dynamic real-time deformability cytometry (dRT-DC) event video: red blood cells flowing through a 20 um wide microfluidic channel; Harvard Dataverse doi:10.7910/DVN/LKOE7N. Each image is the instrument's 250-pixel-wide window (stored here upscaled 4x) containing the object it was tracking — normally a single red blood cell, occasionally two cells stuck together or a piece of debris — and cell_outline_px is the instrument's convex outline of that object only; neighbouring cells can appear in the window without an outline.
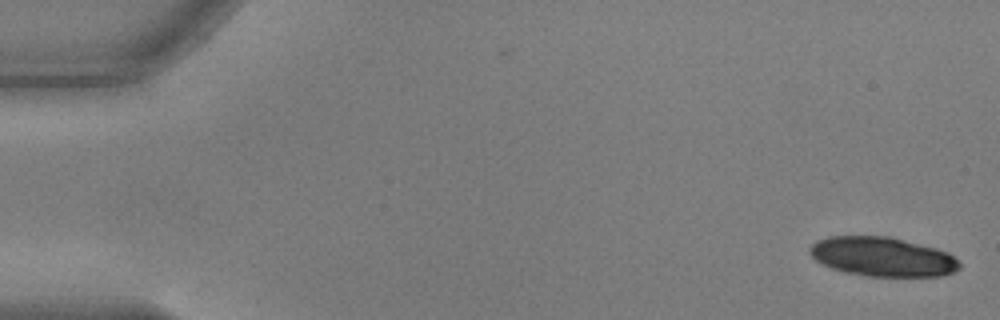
{"species": "common noctule bat (a hibernating species)", "species_latin": "Nyctalus noctula", "temperature_condition": "warm", "stored_images_in_passage": 54, "camera_frame_rate_fps": 3000, "um_per_image_px": 0.085, "animal": {"sex": "male", "body_mass_g": 17.9, "forearm_length_mm": 54.2}, "frame": {"image": 1, "passage_image": 1, "time_ms": 0.0, "image_size_px": [1000, 320], "cell_outline_px": [[960, 268], [952, 272], [940, 276], [864, 276], [844, 272], [832, 268], [816, 260], [808, 252], [808, 248], [816, 240], [828, 236], [888, 236], [936, 248], [948, 252], [960, 264]], "centroid_in_image_um": [74.97, 21.82], "position_along_channel_um": 10.0, "area_um2": 34.22}}
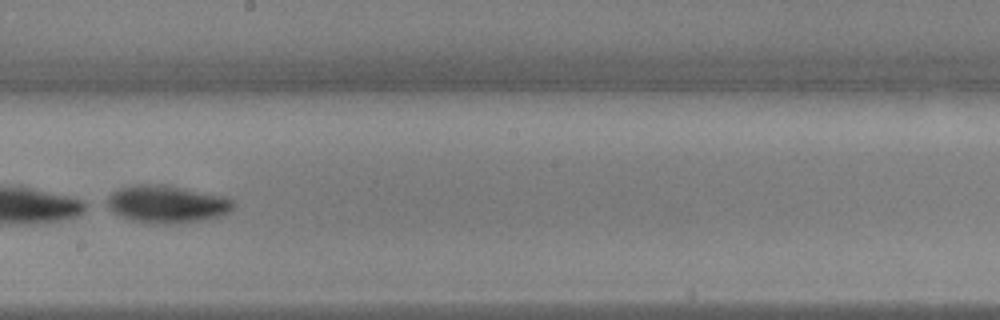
{"frame": {"image": 2, "passage_image": 31, "time_ms": 10.0, "image_size_px": [1000, 320], "cell_outline_px": [[236, 204], [224, 216], [184, 224], [168, 224], [132, 220], [120, 216], [108, 208], [108, 196], [112, 192], [120, 188], [136, 184], [164, 184], [220, 196], [236, 200]], "centroid_in_image_um": [14.22, 17.36], "position_along_channel_um": 234.0, "area_um2": 27.63}}